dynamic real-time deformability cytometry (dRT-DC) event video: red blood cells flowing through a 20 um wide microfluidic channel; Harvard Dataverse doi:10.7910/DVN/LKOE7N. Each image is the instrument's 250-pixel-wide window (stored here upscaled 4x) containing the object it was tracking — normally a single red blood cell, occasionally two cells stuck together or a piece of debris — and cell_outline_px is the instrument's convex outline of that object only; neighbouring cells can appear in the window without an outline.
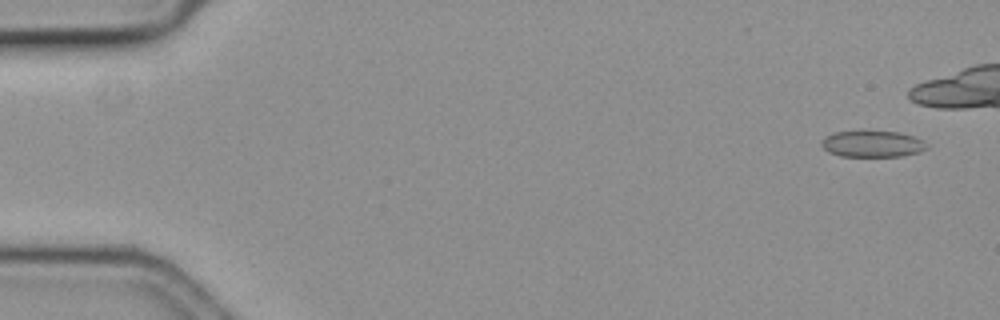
{"species": "common noctule bat (a hibernating species)", "species_latin": "Nyctalus noctula", "temperature_condition": "cold", "stored_images_in_passage": 48, "camera_frame_rate_fps": 3000, "um_per_image_px": 0.085, "animal": {"sex": "female", "body_mass_g": 19.3, "forearm_length_mm": 54.1}, "frame": {"image": 1, "passage_image": 1, "time_ms": 0.0, "image_size_px": [1000, 320], "cell_outline_px": [[928, 148], [920, 152], [904, 156], [840, 156], [828, 152], [820, 144], [820, 140], [824, 136], [832, 132], [860, 128], [864, 128], [900, 132], [924, 140], [928, 144]], "centroid_in_image_um": [74.11, 12.17], "position_along_channel_um": 10.9, "area_um2": 17.28}}